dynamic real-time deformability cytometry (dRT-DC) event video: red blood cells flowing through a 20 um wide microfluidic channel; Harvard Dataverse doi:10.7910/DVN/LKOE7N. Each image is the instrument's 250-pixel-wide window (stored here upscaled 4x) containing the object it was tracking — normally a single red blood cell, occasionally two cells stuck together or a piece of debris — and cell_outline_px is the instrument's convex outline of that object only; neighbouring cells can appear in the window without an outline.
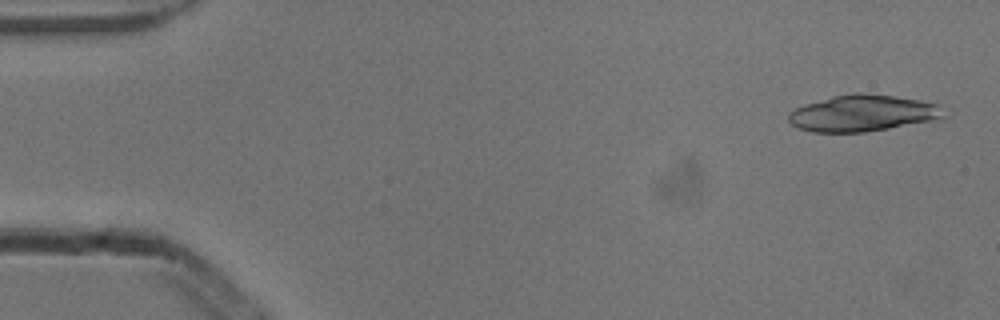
{"species": "common noctule bat (a hibernating species)", "species_latin": "Nyctalus noctula", "temperature_condition": "cold", "stored_images_in_passage": 3, "camera_frame_rate_fps": 3000, "um_per_image_px": 0.085, "animal": {"sex": "male", "body_mass_g": 13.3}, "frame": {"image": 1, "passage_image": 1, "time_ms": 0.0, "image_size_px": [1000, 320], "cell_outline_px": [[944, 120], [864, 132], [812, 132], [800, 128], [792, 124], [788, 120], [788, 112], [804, 104], [832, 96], [856, 92], [860, 92], [896, 96], [920, 100], [940, 104], [944, 116]], "centroid_in_image_um": [73.39, 9.62], "position_along_channel_um": 11.6, "area_um2": 33.47}}